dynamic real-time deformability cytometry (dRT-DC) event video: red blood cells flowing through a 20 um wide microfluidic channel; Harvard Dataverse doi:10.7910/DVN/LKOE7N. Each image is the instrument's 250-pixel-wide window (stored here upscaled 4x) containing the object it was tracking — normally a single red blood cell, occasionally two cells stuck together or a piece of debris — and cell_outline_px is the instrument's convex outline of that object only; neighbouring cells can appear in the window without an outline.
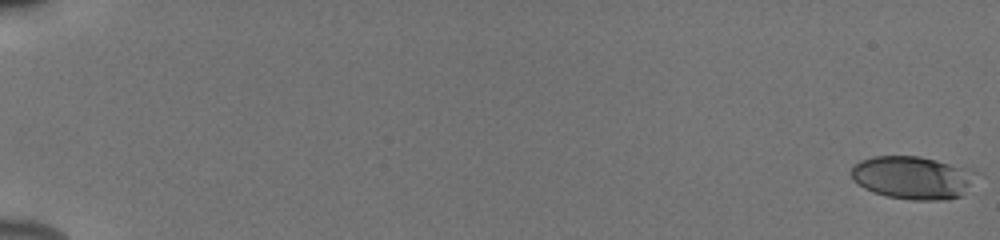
{"species": "human", "species_latin": "Homo sapiens", "temperature_condition": "cold", "stored_images_in_passage": 55, "camera_frame_rate_fps": 3000, "um_per_image_px": 0.085, "donor": {"sex": "male"}, "frame": {"image": 1, "passage_image": 1, "time_ms": 0.0, "image_size_px": [1000, 240], "cell_outline_px": [[984, 172], [960, 196], [944, 200], [912, 200], [888, 196], [872, 192], [864, 188], [852, 180], [852, 168], [860, 160], [872, 156], [920, 156], [976, 168]], "centroid_in_image_um": [77.69, 15.07], "position_along_channel_um": 7.3, "area_um2": 32.08}}
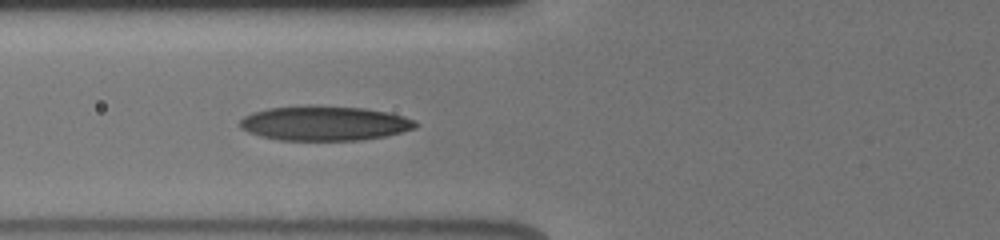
{"frame": {"image": 2, "passage_image": 24, "time_ms": 7.667, "image_size_px": [1000, 240], "cell_outline_px": [[420, 124], [416, 128], [384, 136], [360, 140], [280, 140], [260, 136], [248, 132], [240, 128], [240, 120], [244, 116], [252, 112], [268, 108], [308, 104], [312, 104], [364, 108], [388, 112], [404, 116], [416, 120]], "centroid_in_image_um": [27.58, 10.46], "position_along_channel_um": 98.2, "area_um2": 35.89}}
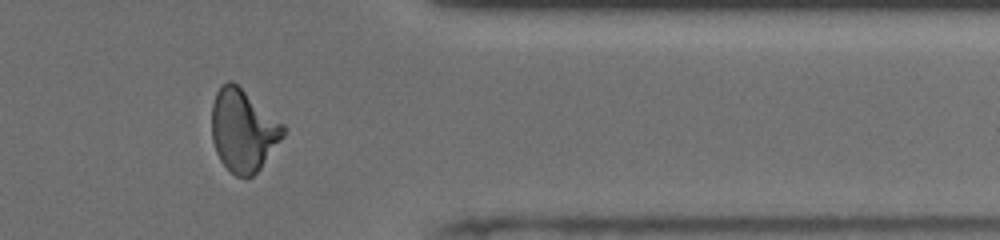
{"frame": {"image": 3, "passage_image": 47, "time_ms": 15.333, "image_size_px": [1000, 240], "cell_outline_px": [[288, 132], [260, 168], [248, 180], [236, 176], [220, 160], [216, 152], [212, 140], [212, 104], [216, 92], [228, 80], [232, 80], [284, 124], [288, 128]], "centroid_in_image_um": [20.7, 11.1], "position_along_channel_um": 390.7, "area_um2": 34.45}, "authors_computed_cell_mechanics": {"area_um2": 33.0038, "velocity_mm_per_s": 3.9235, "shape_relaxation_time_tau1_ms": 3.73, "shape_relaxation_time_tau2_ms": 1.5904, "deformation_change_tau1": 0.1663, "deformation_change_tau2": 0.0976}}